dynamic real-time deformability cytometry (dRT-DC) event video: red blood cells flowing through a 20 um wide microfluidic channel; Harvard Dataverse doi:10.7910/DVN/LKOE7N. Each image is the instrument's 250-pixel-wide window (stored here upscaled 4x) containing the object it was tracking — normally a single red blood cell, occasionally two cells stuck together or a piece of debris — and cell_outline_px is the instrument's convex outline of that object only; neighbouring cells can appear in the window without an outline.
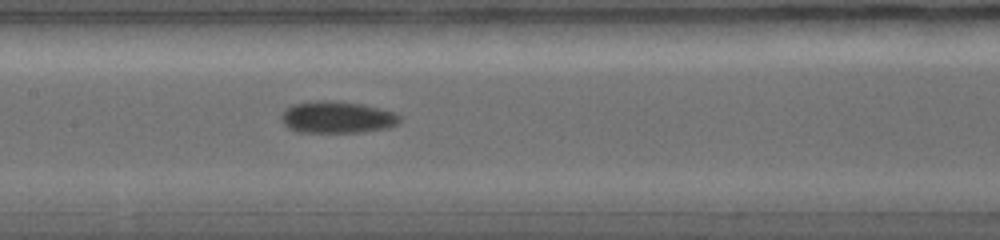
{"species": "common noctule bat (a hibernating species)", "species_latin": "Nyctalus noctula", "temperature_condition": "warm", "stored_images_in_passage": 13, "camera_frame_rate_fps": 5000, "um_per_image_px": 0.085, "animal": {"sex": "female", "body_mass_g": 19.0, "forearm_length_mm": 56.7}, "frame": {"image": 1, "passage_image": 8, "time_ms": 4.8, "image_size_px": [1000, 240], "cell_outline_px": [[400, 116], [392, 124], [380, 128], [344, 132], [320, 132], [292, 128], [284, 120], [284, 112], [288, 108], [296, 104], [360, 104], [392, 112]], "centroid_in_image_um": [28.69, 9.99], "position_along_channel_um": 178.7, "area_um2": 19.07}}
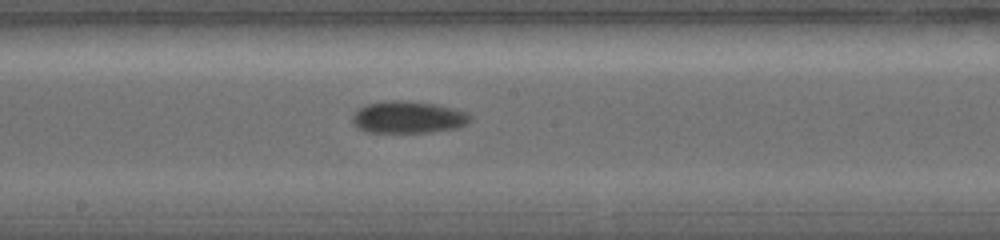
{"frame": {"image": 2, "passage_image": 10, "time_ms": 5.4, "image_size_px": [1000, 240], "cell_outline_px": [[468, 120], [460, 124], [448, 128], [420, 132], [372, 132], [360, 128], [356, 124], [356, 112], [360, 108], [368, 104], [432, 104], [448, 108], [460, 112], [468, 116]], "centroid_in_image_um": [34.62, 10.02], "position_along_channel_um": 213.6, "area_um2": 19.19}}
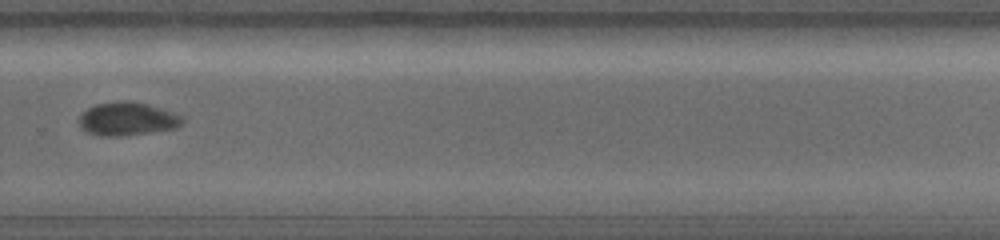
{"frame": {"image": 3, "passage_image": 13, "time_ms": 7.2, "image_size_px": [1000, 240], "cell_outline_px": [[184, 120], [180, 124], [172, 128], [140, 132], [88, 132], [80, 124], [80, 116], [88, 108], [96, 104], [124, 100], [128, 100], [144, 104], [180, 116]], "centroid_in_image_um": [10.8, 10.02], "position_along_channel_um": 319.0, "area_um2": 17.92}}